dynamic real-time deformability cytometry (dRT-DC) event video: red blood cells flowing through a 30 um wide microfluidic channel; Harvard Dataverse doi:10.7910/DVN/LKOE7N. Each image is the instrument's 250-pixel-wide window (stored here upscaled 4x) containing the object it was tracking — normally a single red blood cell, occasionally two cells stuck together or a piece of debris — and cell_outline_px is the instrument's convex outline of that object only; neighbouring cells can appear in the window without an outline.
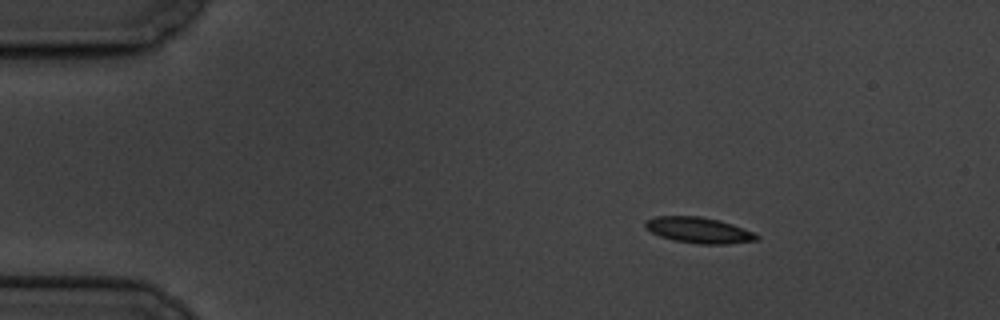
{"species": "common noctule bat (a hibernating species)", "species_latin": "Nyctalus noctula", "temperature_condition": "cold", "stored_images_in_passage": 10, "camera_frame_rate_fps": 3000, "um_per_image_px": 0.085, "animal": {"sex": "male", "body_mass_g": 19.5, "forearm_length_mm": 54.6}, "frame": {"image": 1, "passage_image": 2, "time_ms": 1.333, "image_size_px": [1000, 320], "cell_outline_px": [[760, 236], [756, 240], [728, 244], [700, 244], [672, 240], [660, 236], [652, 232], [644, 224], [644, 220], [656, 216], [700, 216], [732, 224], [752, 232]], "centroid_in_image_um": [59.36, 19.57], "position_along_channel_um": 25.6, "area_um2": 16.59}}
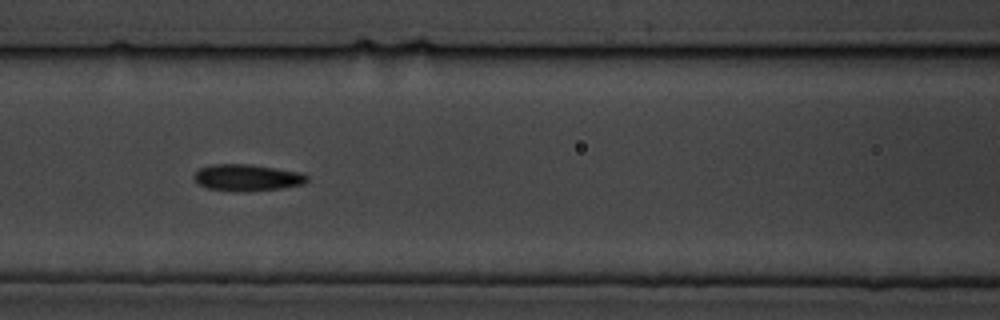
{"frame": {"image": 2, "passage_image": 7, "time_ms": 7.0, "image_size_px": [1000, 320], "cell_outline_px": [[308, 180], [304, 184], [280, 188], [208, 188], [200, 184], [192, 176], [200, 168], [212, 164], [252, 164], [300, 172], [308, 176]], "centroid_in_image_um": [21.04, 15.02], "position_along_channel_um": 145.6, "area_um2": 16.42}}
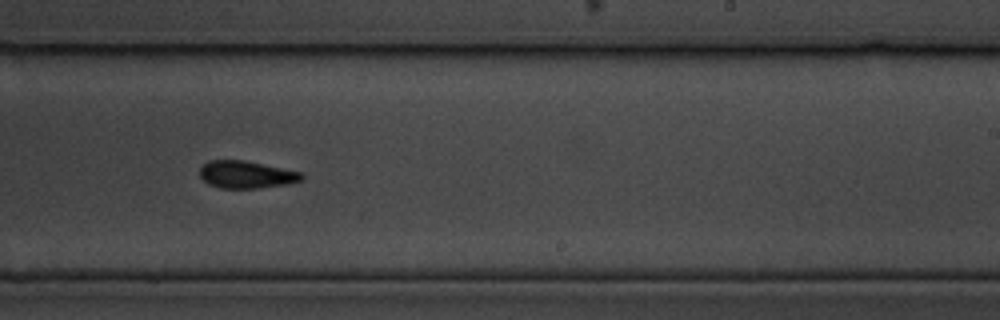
{"frame": {"image": 3, "passage_image": 10, "time_ms": 10.667, "image_size_px": [1000, 320], "cell_outline_px": [[304, 176], [300, 180], [288, 184], [256, 188], [220, 188], [208, 184], [200, 176], [200, 168], [208, 160], [244, 160], [304, 172]], "centroid_in_image_um": [20.95, 14.83], "position_along_channel_um": 268.1, "area_um2": 16.3}}